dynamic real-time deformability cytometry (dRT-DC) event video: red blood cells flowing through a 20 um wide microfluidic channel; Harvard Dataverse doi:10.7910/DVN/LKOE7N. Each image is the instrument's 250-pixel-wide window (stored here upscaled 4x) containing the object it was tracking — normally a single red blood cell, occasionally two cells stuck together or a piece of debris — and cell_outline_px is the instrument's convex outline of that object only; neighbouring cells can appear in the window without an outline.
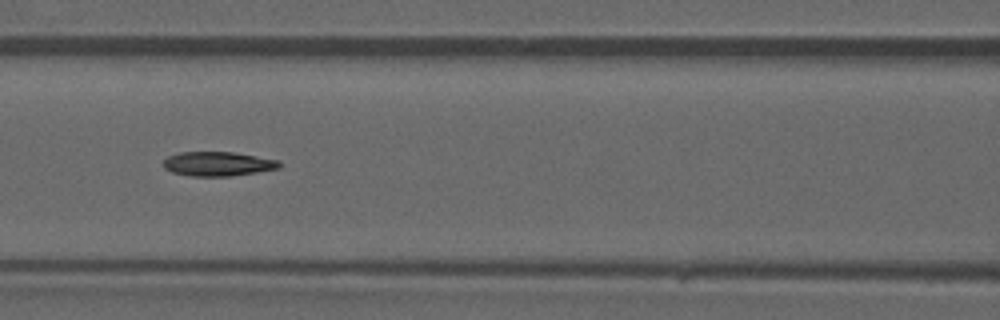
{"species": "common noctule bat (a hibernating species)", "species_latin": "Nyctalus noctula", "temperature_condition": "warm", "stored_images_in_passage": 46, "camera_frame_rate_fps": 3000, "um_per_image_px": 0.085, "animal": {"sex": "male", "forearm_length_mm": 52.5}, "frame": {"image": 1, "passage_image": 20, "time_ms": 6.333, "image_size_px": [1000, 320], "cell_outline_px": [[280, 168], [232, 176], [188, 176], [172, 172], [164, 168], [164, 160], [168, 156], [180, 152], [232, 152], [280, 160]], "centroid_in_image_um": [18.51, 13.93], "position_along_channel_um": 148.1, "area_um2": 16.42}}